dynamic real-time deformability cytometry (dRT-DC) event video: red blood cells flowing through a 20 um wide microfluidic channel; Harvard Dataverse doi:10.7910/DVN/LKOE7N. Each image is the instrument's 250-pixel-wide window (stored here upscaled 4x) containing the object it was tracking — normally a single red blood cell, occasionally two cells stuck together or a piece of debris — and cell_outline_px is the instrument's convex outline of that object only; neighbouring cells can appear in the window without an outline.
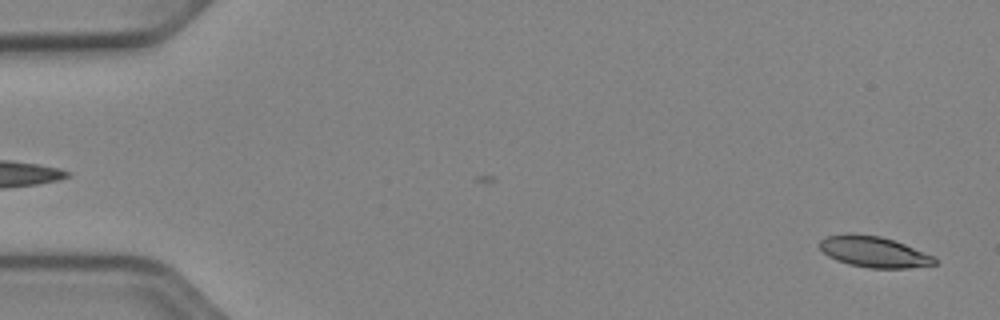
{"species": "Egyptian fruit bat (a non-hibernating species)", "species_latin": "Rousettus aegyptiacus", "temperature_condition": "cold", "stored_images_in_passage": 53, "camera_frame_rate_fps": 3000, "um_per_image_px": 0.085, "animal": {"sex": "female"}, "frame": {"image": 1, "passage_image": 3, "time_ms": 0.667, "image_size_px": [1000, 320], "cell_outline_px": [[936, 264], [908, 268], [868, 268], [848, 264], [836, 260], [828, 256], [820, 248], [820, 240], [824, 236], [844, 232], [852, 232], [880, 236], [904, 244], [936, 256]], "centroid_in_image_um": [74.25, 21.38], "position_along_channel_um": 10.8, "area_um2": 21.04}}
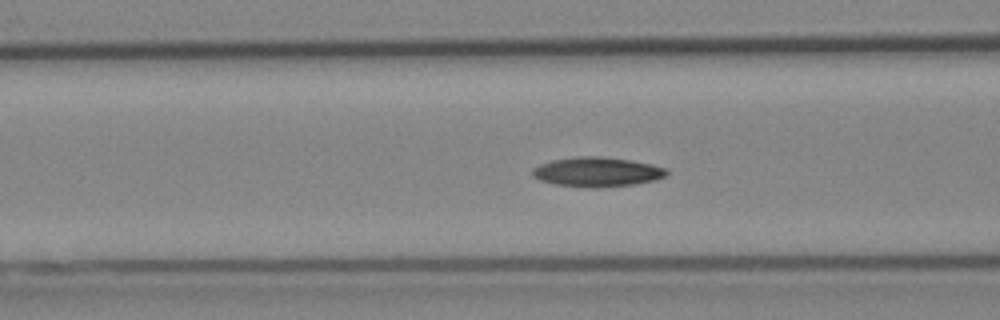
{"frame": {"image": 2, "passage_image": 22, "time_ms": 7.0, "image_size_px": [1000, 320], "cell_outline_px": [[668, 172], [664, 176], [656, 180], [636, 184], [596, 188], [556, 184], [540, 180], [532, 176], [532, 168], [540, 164], [552, 160], [576, 156], [600, 156], [628, 160], [652, 164], [668, 168]], "centroid_in_image_um": [50.76, 14.61], "position_along_channel_um": 115.8, "area_um2": 23.12}}
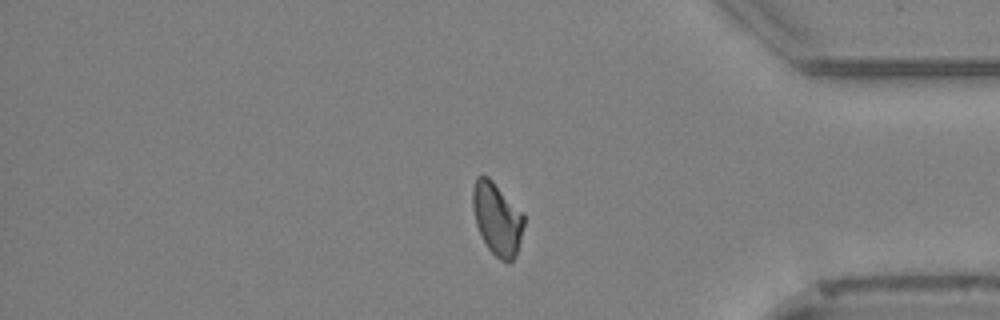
{"frame": {"image": 3, "passage_image": 45, "time_ms": 14.667, "image_size_px": [1000, 320], "cell_outline_px": [[524, 224], [516, 256], [508, 264], [500, 260], [488, 248], [476, 224], [472, 208], [472, 188], [476, 176], [488, 176], [524, 212]], "centroid_in_image_um": [42.26, 18.58], "position_along_channel_um": 392.9, "area_um2": 21.79}, "authors_computed_cell_mechanics": {"area_um2": 21.5016, "velocity_mm_per_s": 3.8972, "shape_relaxation_time_tau1_ms": null, "shape_relaxation_time_tau2_ms": 9.1325, "deformation_change_tau1": null, "deformation_change_tau2": 0.1657}}